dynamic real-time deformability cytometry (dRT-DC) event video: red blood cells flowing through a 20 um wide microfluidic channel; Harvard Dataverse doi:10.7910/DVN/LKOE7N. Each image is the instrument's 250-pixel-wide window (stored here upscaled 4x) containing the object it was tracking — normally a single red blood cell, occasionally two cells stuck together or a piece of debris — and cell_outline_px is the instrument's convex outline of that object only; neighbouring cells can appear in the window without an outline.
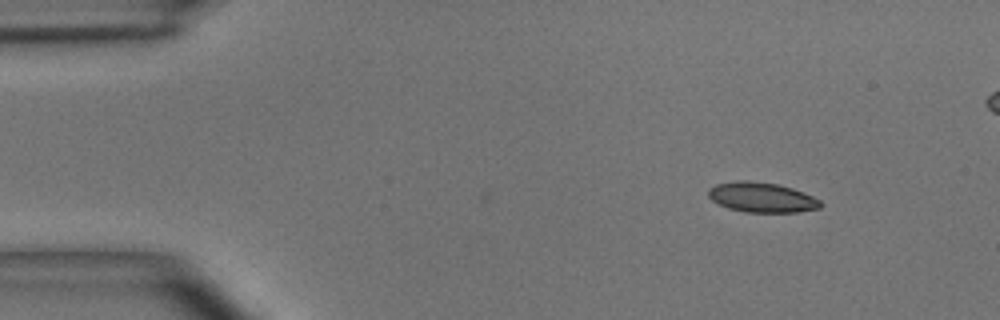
{"species": "common noctule bat (a hibernating species)", "species_latin": "Nyctalus noctula", "temperature_condition": "room temperature", "stored_images_in_passage": 43, "camera_frame_rate_fps": 3000, "um_per_image_px": 0.085, "animal": {"sex": "male", "body_mass_g": 15.6}, "frame": {"image": 1, "passage_image": 1, "time_ms": 0.0, "image_size_px": [1000, 320], "cell_outline_px": [[824, 204], [820, 208], [796, 212], [744, 212], [728, 208], [712, 200], [708, 196], [708, 188], [716, 184], [736, 180], [748, 180], [776, 184], [792, 188], [804, 192], [820, 200]], "centroid_in_image_um": [64.75, 16.77], "position_along_channel_um": 20.3, "area_um2": 19.65}}
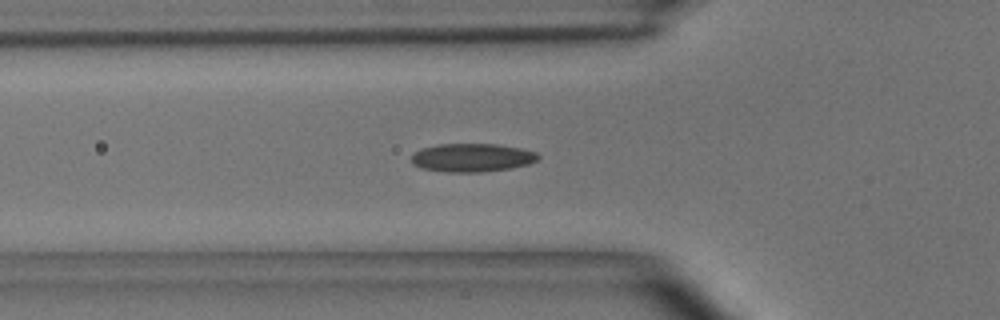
{"frame": {"image": 2, "passage_image": 12, "time_ms": 3.667, "image_size_px": [1000, 320], "cell_outline_px": [[540, 160], [528, 164], [512, 168], [484, 172], [448, 172], [420, 168], [412, 164], [412, 152], [420, 148], [436, 144], [496, 144], [520, 148], [536, 152], [540, 156]], "centroid_in_image_um": [40.11, 13.4], "position_along_channel_um": 85.7, "area_um2": 21.27}}
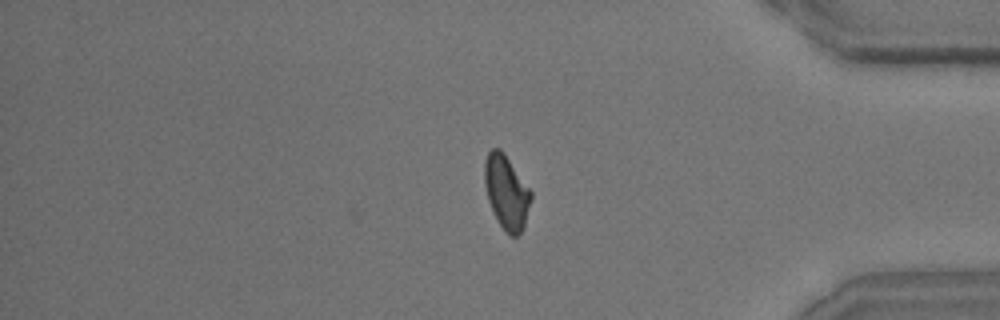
{"frame": {"image": 3, "passage_image": 37, "time_ms": 12.0, "image_size_px": [1000, 320], "cell_outline_px": [[532, 196], [524, 228], [516, 236], [508, 236], [500, 224], [488, 200], [484, 184], [484, 160], [488, 152], [492, 148], [500, 148], [504, 152], [532, 192]], "centroid_in_image_um": [43.05, 16.31], "position_along_channel_um": 392.2, "area_um2": 20.0}}